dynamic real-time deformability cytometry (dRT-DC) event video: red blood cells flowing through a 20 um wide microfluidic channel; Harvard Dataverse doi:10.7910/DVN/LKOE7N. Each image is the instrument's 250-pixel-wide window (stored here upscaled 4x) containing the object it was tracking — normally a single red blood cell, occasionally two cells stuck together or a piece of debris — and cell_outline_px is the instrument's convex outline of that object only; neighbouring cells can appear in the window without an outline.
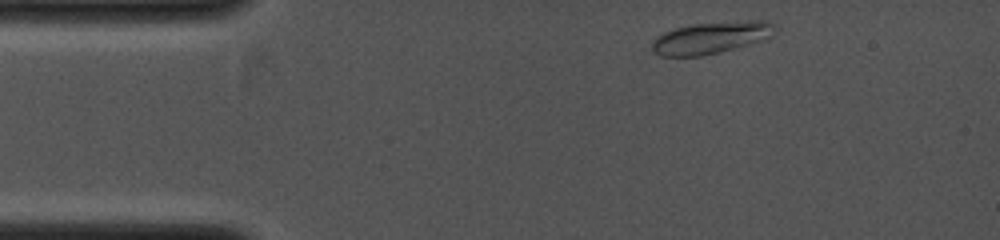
{"species": "common noctule bat (a hibernating species)", "species_latin": "Nyctalus noctula", "temperature_condition": "cold", "stored_images_in_passage": 5, "camera_frame_rate_fps": 4000, "um_per_image_px": 0.085, "animal": {"sex": "female", "body_mass_g": 19.0, "forearm_length_mm": 53.3}, "frame": {"image": 1, "passage_image": 1, "time_ms": 0.0, "image_size_px": [1000, 240], "cell_outline_px": [[776, 24], [772, 36], [768, 40], [720, 52], [700, 56], [660, 56], [652, 48], [652, 40], [656, 36], [664, 32], [676, 28], [696, 24], [748, 20], [768, 20]], "centroid_in_image_um": [60.51, 3.2], "position_along_channel_um": 24.5, "area_um2": 23.06}}
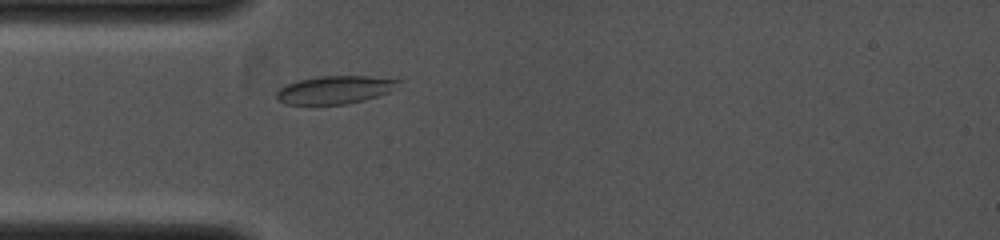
{"frame": {"image": 2, "passage_image": 5, "time_ms": 1.5, "image_size_px": [1000, 240], "cell_outline_px": [[404, 80], [400, 88], [364, 100], [348, 104], [288, 104], [276, 100], [276, 92], [284, 84], [300, 80], [320, 76], [368, 76]], "centroid_in_image_um": [28.52, 7.62], "position_along_channel_um": 56.5, "area_um2": 20.11}}